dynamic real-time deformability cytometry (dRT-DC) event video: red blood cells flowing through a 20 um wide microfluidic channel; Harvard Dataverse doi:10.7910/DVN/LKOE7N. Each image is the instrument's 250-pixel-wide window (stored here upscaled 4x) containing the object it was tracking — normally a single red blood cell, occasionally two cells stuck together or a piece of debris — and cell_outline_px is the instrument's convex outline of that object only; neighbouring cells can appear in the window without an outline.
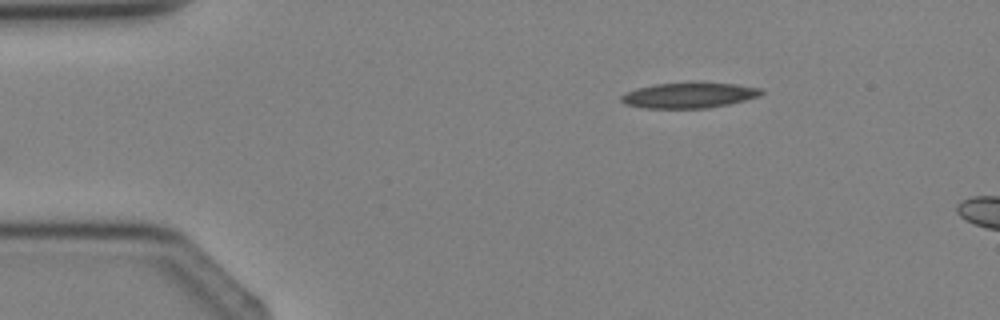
{"species": "Egyptian fruit bat (a non-hibernating species)", "species_latin": "Rousettus aegyptiacus", "temperature_condition": "cold", "stored_images_in_passage": 3, "camera_frame_rate_fps": 3000, "um_per_image_px": 0.085, "animal": {"sex": "female"}, "frame": {"image": 1, "passage_image": 2, "time_ms": 1.0, "image_size_px": [1000, 320], "cell_outline_px": [[764, 92], [760, 96], [728, 104], [708, 108], [644, 108], [624, 104], [620, 100], [620, 96], [624, 92], [636, 88], [652, 84], [692, 80], [700, 80], [736, 84], [764, 88]], "centroid_in_image_um": [58.57, 8.05], "position_along_channel_um": 26.4, "area_um2": 21.85}}